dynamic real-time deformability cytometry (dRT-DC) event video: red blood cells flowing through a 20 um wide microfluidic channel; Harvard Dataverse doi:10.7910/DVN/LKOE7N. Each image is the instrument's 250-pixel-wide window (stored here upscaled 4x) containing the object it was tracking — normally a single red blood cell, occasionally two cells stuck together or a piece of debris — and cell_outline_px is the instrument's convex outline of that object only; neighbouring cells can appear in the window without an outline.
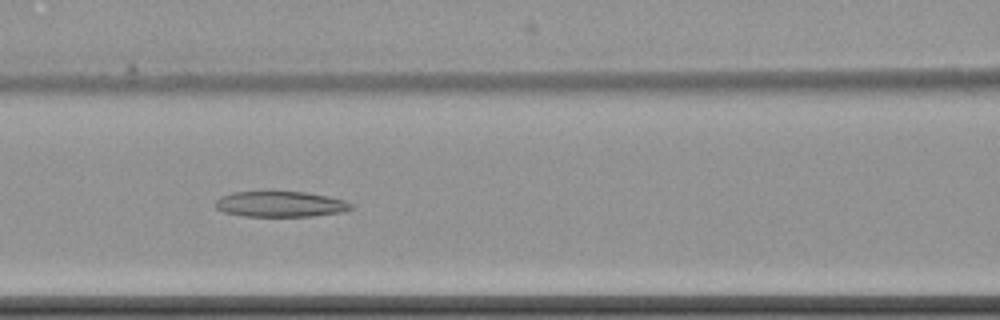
{"species": "common noctule bat (a hibernating species)", "species_latin": "Nyctalus noctula", "temperature_condition": "cold", "stored_images_in_passage": 11, "camera_frame_rate_fps": 3000, "um_per_image_px": 0.085, "animal": {"sex": "female", "body_mass_g": 22.7, "forearm_length_mm": 54.2}, "frame": {"image": 1, "passage_image": 7, "time_ms": 8.0, "image_size_px": [1000, 320], "cell_outline_px": [[352, 208], [344, 212], [312, 216], [244, 216], [224, 212], [216, 208], [216, 200], [220, 196], [232, 192], [304, 192], [328, 196], [344, 200], [352, 204]], "centroid_in_image_um": [23.84, 17.35], "position_along_channel_um": 142.8, "area_um2": 20.17}}
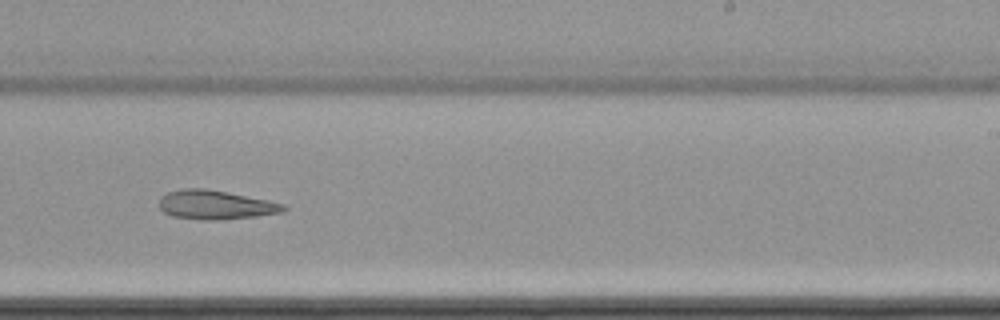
{"frame": {"image": 2, "passage_image": 10, "time_ms": 11.667, "image_size_px": [1000, 320], "cell_outline_px": [[288, 208], [280, 212], [256, 216], [216, 220], [200, 220], [172, 216], [164, 212], [160, 208], [160, 196], [168, 192], [180, 188], [204, 188], [228, 192], [268, 200], [284, 204]], "centroid_in_image_um": [18.28, 17.4], "position_along_channel_um": 270.7, "area_um2": 21.04}}
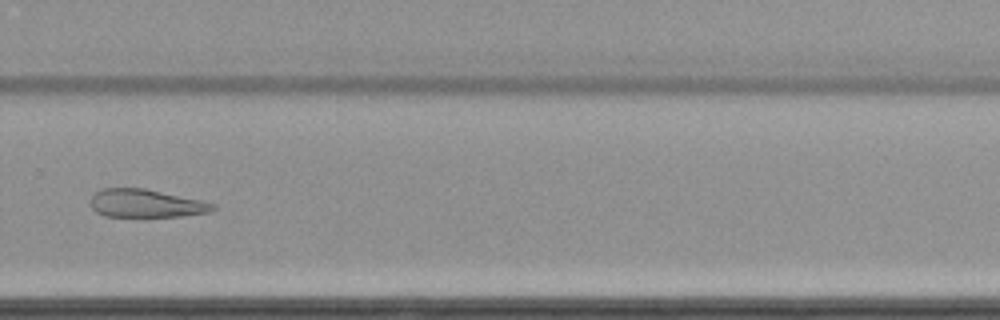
{"frame": {"image": 3, "passage_image": 11, "time_ms": 13.0, "image_size_px": [1000, 320], "cell_outline_px": [[216, 208], [212, 212], [184, 216], [104, 216], [96, 212], [92, 208], [92, 196], [96, 192], [104, 188], [144, 188], [200, 200], [216, 204]], "centroid_in_image_um": [12.45, 17.29], "position_along_channel_um": 317.4, "area_um2": 19.88}}